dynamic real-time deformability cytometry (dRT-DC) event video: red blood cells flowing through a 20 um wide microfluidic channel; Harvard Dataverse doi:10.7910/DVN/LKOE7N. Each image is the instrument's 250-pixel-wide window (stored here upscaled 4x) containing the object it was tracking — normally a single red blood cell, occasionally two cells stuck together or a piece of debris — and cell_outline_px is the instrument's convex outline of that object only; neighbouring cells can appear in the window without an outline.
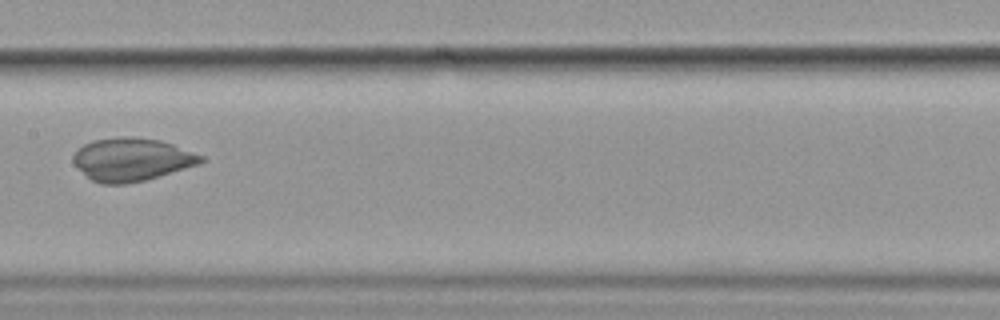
{"species": "common noctule bat (a hibernating species)", "species_latin": "Nyctalus noctula", "temperature_condition": "cold", "stored_images_in_passage": 8, "camera_frame_rate_fps": 3000, "um_per_image_px": 0.085, "animal": {"sex": "female", "body_mass_g": 19.9}, "frame": {"image": 1, "passage_image": 8, "time_ms": 9.0, "image_size_px": [1000, 320], "cell_outline_px": [[208, 160], [200, 164], [144, 180], [124, 184], [100, 184], [92, 180], [72, 160], [72, 156], [84, 144], [92, 140], [124, 136], [160, 140], [172, 144], [204, 156]], "centroid_in_image_um": [11.23, 13.55], "position_along_channel_um": 196.2, "area_um2": 31.67}}